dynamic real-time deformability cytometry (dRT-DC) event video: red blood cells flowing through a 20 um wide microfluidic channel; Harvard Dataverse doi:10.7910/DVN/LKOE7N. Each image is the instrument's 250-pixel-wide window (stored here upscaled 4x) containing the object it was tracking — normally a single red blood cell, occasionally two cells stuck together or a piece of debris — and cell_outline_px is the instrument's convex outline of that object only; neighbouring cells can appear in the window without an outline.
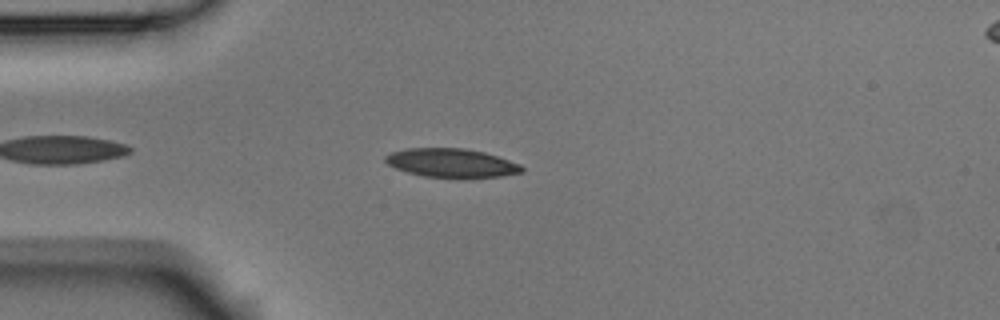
{"species": "Egyptian fruit bat (a non-hibernating species)", "species_latin": "Rousettus aegyptiacus", "temperature_condition": "room temperature", "stored_images_in_passage": 9, "camera_frame_rate_fps": 3000, "um_per_image_px": 0.085, "animal": {"sex": "male"}, "frame": {"image": 1, "passage_image": 4, "time_ms": 1.0, "image_size_px": [1000, 320], "cell_outline_px": [[524, 172], [500, 176], [424, 176], [408, 172], [396, 168], [388, 164], [384, 160], [384, 156], [392, 152], [404, 148], [464, 148], [484, 152], [520, 164], [524, 168]], "centroid_in_image_um": [38.34, 13.82], "position_along_channel_um": 46.7, "area_um2": 22.31}}
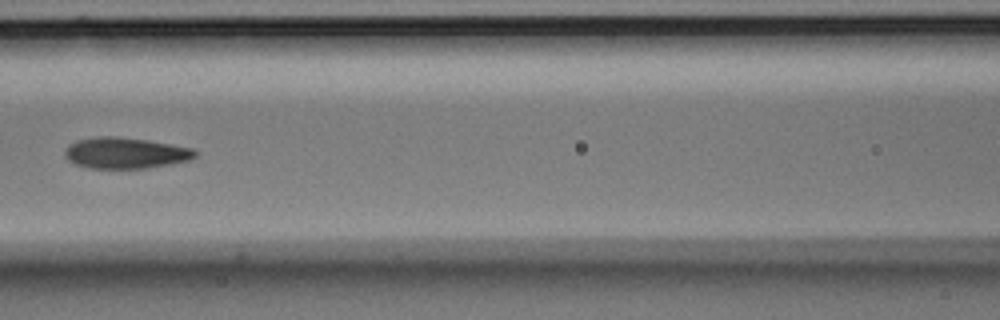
{"frame": {"image": 2, "passage_image": 7, "time_ms": 2.0, "image_size_px": [1000, 320], "cell_outline_px": [[196, 156], [192, 160], [172, 164], [148, 168], [92, 168], [76, 164], [68, 160], [64, 152], [68, 144], [76, 140], [96, 136], [112, 136], [148, 140], [172, 144], [192, 148], [196, 152]], "centroid_in_image_um": [10.68, 13.0], "position_along_channel_um": 155.9, "area_um2": 23.7}}
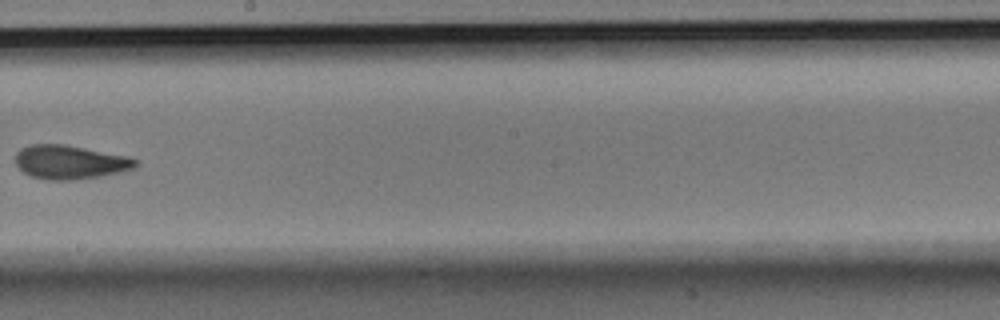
{"frame": {"image": 3, "passage_image": 9, "time_ms": 2.667, "image_size_px": [1000, 320], "cell_outline_px": [[140, 164], [136, 168], [120, 172], [100, 176], [72, 180], [48, 180], [32, 176], [24, 172], [16, 164], [16, 152], [20, 148], [32, 144], [64, 144], [128, 156], [140, 160]], "centroid_in_image_um": [6.0, 13.77], "position_along_channel_um": 242.2, "area_um2": 23.81}}